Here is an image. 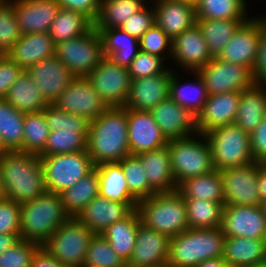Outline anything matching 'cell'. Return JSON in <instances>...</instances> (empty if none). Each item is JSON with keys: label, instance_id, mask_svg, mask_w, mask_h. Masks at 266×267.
<instances>
[{"label": "cell", "instance_id": "41", "mask_svg": "<svg viewBox=\"0 0 266 267\" xmlns=\"http://www.w3.org/2000/svg\"><path fill=\"white\" fill-rule=\"evenodd\" d=\"M194 4L197 19L230 20L251 18L246 0H197Z\"/></svg>", "mask_w": 266, "mask_h": 267}, {"label": "cell", "instance_id": "31", "mask_svg": "<svg viewBox=\"0 0 266 267\" xmlns=\"http://www.w3.org/2000/svg\"><path fill=\"white\" fill-rule=\"evenodd\" d=\"M266 116V83H255L240 92V101L234 123L251 133Z\"/></svg>", "mask_w": 266, "mask_h": 267}, {"label": "cell", "instance_id": "45", "mask_svg": "<svg viewBox=\"0 0 266 267\" xmlns=\"http://www.w3.org/2000/svg\"><path fill=\"white\" fill-rule=\"evenodd\" d=\"M119 163L124 170L129 193L137 202L156 194L149 186L145 168L137 155H127Z\"/></svg>", "mask_w": 266, "mask_h": 267}, {"label": "cell", "instance_id": "1", "mask_svg": "<svg viewBox=\"0 0 266 267\" xmlns=\"http://www.w3.org/2000/svg\"><path fill=\"white\" fill-rule=\"evenodd\" d=\"M87 152L95 166L119 162L130 155L128 113L125 107H108L90 122Z\"/></svg>", "mask_w": 266, "mask_h": 267}, {"label": "cell", "instance_id": "14", "mask_svg": "<svg viewBox=\"0 0 266 267\" xmlns=\"http://www.w3.org/2000/svg\"><path fill=\"white\" fill-rule=\"evenodd\" d=\"M259 169L260 162H253L220 171L223 180L224 205H262L258 190Z\"/></svg>", "mask_w": 266, "mask_h": 267}, {"label": "cell", "instance_id": "24", "mask_svg": "<svg viewBox=\"0 0 266 267\" xmlns=\"http://www.w3.org/2000/svg\"><path fill=\"white\" fill-rule=\"evenodd\" d=\"M20 28V32H49L50 26L61 7L57 0H9Z\"/></svg>", "mask_w": 266, "mask_h": 267}, {"label": "cell", "instance_id": "11", "mask_svg": "<svg viewBox=\"0 0 266 267\" xmlns=\"http://www.w3.org/2000/svg\"><path fill=\"white\" fill-rule=\"evenodd\" d=\"M55 56L75 77H87L105 58L101 36L93 26L86 34L57 44Z\"/></svg>", "mask_w": 266, "mask_h": 267}, {"label": "cell", "instance_id": "43", "mask_svg": "<svg viewBox=\"0 0 266 267\" xmlns=\"http://www.w3.org/2000/svg\"><path fill=\"white\" fill-rule=\"evenodd\" d=\"M93 26L94 24L83 14L61 8L48 33L57 45L86 34Z\"/></svg>", "mask_w": 266, "mask_h": 267}, {"label": "cell", "instance_id": "50", "mask_svg": "<svg viewBox=\"0 0 266 267\" xmlns=\"http://www.w3.org/2000/svg\"><path fill=\"white\" fill-rule=\"evenodd\" d=\"M21 36L12 3L8 0L0 7V54H5Z\"/></svg>", "mask_w": 266, "mask_h": 267}, {"label": "cell", "instance_id": "25", "mask_svg": "<svg viewBox=\"0 0 266 267\" xmlns=\"http://www.w3.org/2000/svg\"><path fill=\"white\" fill-rule=\"evenodd\" d=\"M172 68L164 73L131 80L130 92L124 105L127 109L151 111L169 98Z\"/></svg>", "mask_w": 266, "mask_h": 267}, {"label": "cell", "instance_id": "68", "mask_svg": "<svg viewBox=\"0 0 266 267\" xmlns=\"http://www.w3.org/2000/svg\"><path fill=\"white\" fill-rule=\"evenodd\" d=\"M185 1H189V2L195 3L197 0H185Z\"/></svg>", "mask_w": 266, "mask_h": 267}, {"label": "cell", "instance_id": "13", "mask_svg": "<svg viewBox=\"0 0 266 267\" xmlns=\"http://www.w3.org/2000/svg\"><path fill=\"white\" fill-rule=\"evenodd\" d=\"M87 78L108 107H124L131 86L126 67L105 57Z\"/></svg>", "mask_w": 266, "mask_h": 267}, {"label": "cell", "instance_id": "55", "mask_svg": "<svg viewBox=\"0 0 266 267\" xmlns=\"http://www.w3.org/2000/svg\"><path fill=\"white\" fill-rule=\"evenodd\" d=\"M57 2L62 9L81 13L93 24L101 8V0H57Z\"/></svg>", "mask_w": 266, "mask_h": 267}, {"label": "cell", "instance_id": "32", "mask_svg": "<svg viewBox=\"0 0 266 267\" xmlns=\"http://www.w3.org/2000/svg\"><path fill=\"white\" fill-rule=\"evenodd\" d=\"M222 258L232 267H246L266 261V242L263 239L225 238Z\"/></svg>", "mask_w": 266, "mask_h": 267}, {"label": "cell", "instance_id": "22", "mask_svg": "<svg viewBox=\"0 0 266 267\" xmlns=\"http://www.w3.org/2000/svg\"><path fill=\"white\" fill-rule=\"evenodd\" d=\"M137 205L138 202H114L98 195L76 218L90 228L94 234H100L108 226L128 217L137 209Z\"/></svg>", "mask_w": 266, "mask_h": 267}, {"label": "cell", "instance_id": "8", "mask_svg": "<svg viewBox=\"0 0 266 267\" xmlns=\"http://www.w3.org/2000/svg\"><path fill=\"white\" fill-rule=\"evenodd\" d=\"M205 135L210 143L216 170L255 162L252 157L250 134L235 123L213 128Z\"/></svg>", "mask_w": 266, "mask_h": 267}, {"label": "cell", "instance_id": "29", "mask_svg": "<svg viewBox=\"0 0 266 267\" xmlns=\"http://www.w3.org/2000/svg\"><path fill=\"white\" fill-rule=\"evenodd\" d=\"M145 168L149 186L156 193L173 192L178 189L172 173L168 145L137 154Z\"/></svg>", "mask_w": 266, "mask_h": 267}, {"label": "cell", "instance_id": "28", "mask_svg": "<svg viewBox=\"0 0 266 267\" xmlns=\"http://www.w3.org/2000/svg\"><path fill=\"white\" fill-rule=\"evenodd\" d=\"M56 45L48 32L23 34L5 53L23 70L55 55Z\"/></svg>", "mask_w": 266, "mask_h": 267}, {"label": "cell", "instance_id": "42", "mask_svg": "<svg viewBox=\"0 0 266 267\" xmlns=\"http://www.w3.org/2000/svg\"><path fill=\"white\" fill-rule=\"evenodd\" d=\"M149 0H101L95 29L120 28L134 13L141 10Z\"/></svg>", "mask_w": 266, "mask_h": 267}, {"label": "cell", "instance_id": "52", "mask_svg": "<svg viewBox=\"0 0 266 267\" xmlns=\"http://www.w3.org/2000/svg\"><path fill=\"white\" fill-rule=\"evenodd\" d=\"M149 3L138 12L132 14L120 28L139 39L155 23L154 7L152 3Z\"/></svg>", "mask_w": 266, "mask_h": 267}, {"label": "cell", "instance_id": "64", "mask_svg": "<svg viewBox=\"0 0 266 267\" xmlns=\"http://www.w3.org/2000/svg\"><path fill=\"white\" fill-rule=\"evenodd\" d=\"M262 209H263V212L266 216V200L262 201V205H261Z\"/></svg>", "mask_w": 266, "mask_h": 267}, {"label": "cell", "instance_id": "40", "mask_svg": "<svg viewBox=\"0 0 266 267\" xmlns=\"http://www.w3.org/2000/svg\"><path fill=\"white\" fill-rule=\"evenodd\" d=\"M249 19H196L212 57H218L238 28Z\"/></svg>", "mask_w": 266, "mask_h": 267}, {"label": "cell", "instance_id": "58", "mask_svg": "<svg viewBox=\"0 0 266 267\" xmlns=\"http://www.w3.org/2000/svg\"><path fill=\"white\" fill-rule=\"evenodd\" d=\"M30 267H69L54 259L43 247L33 257Z\"/></svg>", "mask_w": 266, "mask_h": 267}, {"label": "cell", "instance_id": "27", "mask_svg": "<svg viewBox=\"0 0 266 267\" xmlns=\"http://www.w3.org/2000/svg\"><path fill=\"white\" fill-rule=\"evenodd\" d=\"M240 92L209 95L202 110L196 116V126L200 134L213 128L233 124L237 115Z\"/></svg>", "mask_w": 266, "mask_h": 267}, {"label": "cell", "instance_id": "56", "mask_svg": "<svg viewBox=\"0 0 266 267\" xmlns=\"http://www.w3.org/2000/svg\"><path fill=\"white\" fill-rule=\"evenodd\" d=\"M252 73L256 83H266V13L261 14L259 50Z\"/></svg>", "mask_w": 266, "mask_h": 267}, {"label": "cell", "instance_id": "44", "mask_svg": "<svg viewBox=\"0 0 266 267\" xmlns=\"http://www.w3.org/2000/svg\"><path fill=\"white\" fill-rule=\"evenodd\" d=\"M189 228H217L221 225L224 202L184 199Z\"/></svg>", "mask_w": 266, "mask_h": 267}, {"label": "cell", "instance_id": "7", "mask_svg": "<svg viewBox=\"0 0 266 267\" xmlns=\"http://www.w3.org/2000/svg\"><path fill=\"white\" fill-rule=\"evenodd\" d=\"M174 180L179 185L190 177L215 171L210 143L205 134L168 141Z\"/></svg>", "mask_w": 266, "mask_h": 267}, {"label": "cell", "instance_id": "2", "mask_svg": "<svg viewBox=\"0 0 266 267\" xmlns=\"http://www.w3.org/2000/svg\"><path fill=\"white\" fill-rule=\"evenodd\" d=\"M0 168L7 199L19 204L44 194V170L37 154L6 151L0 154Z\"/></svg>", "mask_w": 266, "mask_h": 267}, {"label": "cell", "instance_id": "23", "mask_svg": "<svg viewBox=\"0 0 266 267\" xmlns=\"http://www.w3.org/2000/svg\"><path fill=\"white\" fill-rule=\"evenodd\" d=\"M48 104H54L75 76L54 55L26 70Z\"/></svg>", "mask_w": 266, "mask_h": 267}, {"label": "cell", "instance_id": "60", "mask_svg": "<svg viewBox=\"0 0 266 267\" xmlns=\"http://www.w3.org/2000/svg\"><path fill=\"white\" fill-rule=\"evenodd\" d=\"M258 190L261 200H266V163L260 162V169L258 173Z\"/></svg>", "mask_w": 266, "mask_h": 267}, {"label": "cell", "instance_id": "6", "mask_svg": "<svg viewBox=\"0 0 266 267\" xmlns=\"http://www.w3.org/2000/svg\"><path fill=\"white\" fill-rule=\"evenodd\" d=\"M50 133L45 149L39 155H56L87 150L90 121L69 114L49 104L43 111Z\"/></svg>", "mask_w": 266, "mask_h": 267}, {"label": "cell", "instance_id": "37", "mask_svg": "<svg viewBox=\"0 0 266 267\" xmlns=\"http://www.w3.org/2000/svg\"><path fill=\"white\" fill-rule=\"evenodd\" d=\"M99 177V195L114 202H137L129 193L125 173L119 162L95 166Z\"/></svg>", "mask_w": 266, "mask_h": 267}, {"label": "cell", "instance_id": "16", "mask_svg": "<svg viewBox=\"0 0 266 267\" xmlns=\"http://www.w3.org/2000/svg\"><path fill=\"white\" fill-rule=\"evenodd\" d=\"M220 229L225 238L266 239V216L261 206L224 205Z\"/></svg>", "mask_w": 266, "mask_h": 267}, {"label": "cell", "instance_id": "49", "mask_svg": "<svg viewBox=\"0 0 266 267\" xmlns=\"http://www.w3.org/2000/svg\"><path fill=\"white\" fill-rule=\"evenodd\" d=\"M167 64L163 58L140 50L127 69L133 80L164 74L170 68Z\"/></svg>", "mask_w": 266, "mask_h": 267}, {"label": "cell", "instance_id": "4", "mask_svg": "<svg viewBox=\"0 0 266 267\" xmlns=\"http://www.w3.org/2000/svg\"><path fill=\"white\" fill-rule=\"evenodd\" d=\"M225 235L217 228H188L170 238L167 267H195L223 256Z\"/></svg>", "mask_w": 266, "mask_h": 267}, {"label": "cell", "instance_id": "67", "mask_svg": "<svg viewBox=\"0 0 266 267\" xmlns=\"http://www.w3.org/2000/svg\"><path fill=\"white\" fill-rule=\"evenodd\" d=\"M82 267H101V266H89V265H83Z\"/></svg>", "mask_w": 266, "mask_h": 267}, {"label": "cell", "instance_id": "35", "mask_svg": "<svg viewBox=\"0 0 266 267\" xmlns=\"http://www.w3.org/2000/svg\"><path fill=\"white\" fill-rule=\"evenodd\" d=\"M141 218L135 209L124 220L113 223L100 234L108 241L117 255L128 261L135 247V240Z\"/></svg>", "mask_w": 266, "mask_h": 267}, {"label": "cell", "instance_id": "10", "mask_svg": "<svg viewBox=\"0 0 266 267\" xmlns=\"http://www.w3.org/2000/svg\"><path fill=\"white\" fill-rule=\"evenodd\" d=\"M47 191L60 194L90 173L95 165L87 150L56 155H39Z\"/></svg>", "mask_w": 266, "mask_h": 267}, {"label": "cell", "instance_id": "33", "mask_svg": "<svg viewBox=\"0 0 266 267\" xmlns=\"http://www.w3.org/2000/svg\"><path fill=\"white\" fill-rule=\"evenodd\" d=\"M103 42V53L114 63L128 67L140 51L139 39L121 28L96 29Z\"/></svg>", "mask_w": 266, "mask_h": 267}, {"label": "cell", "instance_id": "57", "mask_svg": "<svg viewBox=\"0 0 266 267\" xmlns=\"http://www.w3.org/2000/svg\"><path fill=\"white\" fill-rule=\"evenodd\" d=\"M250 136L251 151L254 161L266 163V116Z\"/></svg>", "mask_w": 266, "mask_h": 267}, {"label": "cell", "instance_id": "46", "mask_svg": "<svg viewBox=\"0 0 266 267\" xmlns=\"http://www.w3.org/2000/svg\"><path fill=\"white\" fill-rule=\"evenodd\" d=\"M50 133L44 113H25L23 152L39 155L46 146Z\"/></svg>", "mask_w": 266, "mask_h": 267}, {"label": "cell", "instance_id": "36", "mask_svg": "<svg viewBox=\"0 0 266 267\" xmlns=\"http://www.w3.org/2000/svg\"><path fill=\"white\" fill-rule=\"evenodd\" d=\"M177 191L184 199H202L214 202H224L223 180L220 171L190 177L183 180Z\"/></svg>", "mask_w": 266, "mask_h": 267}, {"label": "cell", "instance_id": "59", "mask_svg": "<svg viewBox=\"0 0 266 267\" xmlns=\"http://www.w3.org/2000/svg\"><path fill=\"white\" fill-rule=\"evenodd\" d=\"M20 240V233L0 234V255Z\"/></svg>", "mask_w": 266, "mask_h": 267}, {"label": "cell", "instance_id": "18", "mask_svg": "<svg viewBox=\"0 0 266 267\" xmlns=\"http://www.w3.org/2000/svg\"><path fill=\"white\" fill-rule=\"evenodd\" d=\"M213 59L208 44L197 23L172 40L174 67L187 71H198Z\"/></svg>", "mask_w": 266, "mask_h": 267}, {"label": "cell", "instance_id": "3", "mask_svg": "<svg viewBox=\"0 0 266 267\" xmlns=\"http://www.w3.org/2000/svg\"><path fill=\"white\" fill-rule=\"evenodd\" d=\"M20 238L41 246L70 218L60 194L46 191L20 204Z\"/></svg>", "mask_w": 266, "mask_h": 267}, {"label": "cell", "instance_id": "15", "mask_svg": "<svg viewBox=\"0 0 266 267\" xmlns=\"http://www.w3.org/2000/svg\"><path fill=\"white\" fill-rule=\"evenodd\" d=\"M53 105L90 122L108 108L87 77H75Z\"/></svg>", "mask_w": 266, "mask_h": 267}, {"label": "cell", "instance_id": "12", "mask_svg": "<svg viewBox=\"0 0 266 267\" xmlns=\"http://www.w3.org/2000/svg\"><path fill=\"white\" fill-rule=\"evenodd\" d=\"M205 82L209 95L227 92H241L252 87L256 82L252 71L244 65L211 59L197 71Z\"/></svg>", "mask_w": 266, "mask_h": 267}, {"label": "cell", "instance_id": "17", "mask_svg": "<svg viewBox=\"0 0 266 267\" xmlns=\"http://www.w3.org/2000/svg\"><path fill=\"white\" fill-rule=\"evenodd\" d=\"M261 33V15L244 22L226 44L217 58L247 66L253 71L259 50Z\"/></svg>", "mask_w": 266, "mask_h": 267}, {"label": "cell", "instance_id": "62", "mask_svg": "<svg viewBox=\"0 0 266 267\" xmlns=\"http://www.w3.org/2000/svg\"><path fill=\"white\" fill-rule=\"evenodd\" d=\"M6 198H7V196L5 193L3 178H2V172H1V168H0V200L6 199Z\"/></svg>", "mask_w": 266, "mask_h": 267}, {"label": "cell", "instance_id": "19", "mask_svg": "<svg viewBox=\"0 0 266 267\" xmlns=\"http://www.w3.org/2000/svg\"><path fill=\"white\" fill-rule=\"evenodd\" d=\"M170 238L140 223L127 267H167Z\"/></svg>", "mask_w": 266, "mask_h": 267}, {"label": "cell", "instance_id": "26", "mask_svg": "<svg viewBox=\"0 0 266 267\" xmlns=\"http://www.w3.org/2000/svg\"><path fill=\"white\" fill-rule=\"evenodd\" d=\"M155 23L173 40L196 23L195 4L185 0H151Z\"/></svg>", "mask_w": 266, "mask_h": 267}, {"label": "cell", "instance_id": "20", "mask_svg": "<svg viewBox=\"0 0 266 267\" xmlns=\"http://www.w3.org/2000/svg\"><path fill=\"white\" fill-rule=\"evenodd\" d=\"M126 111L130 154L137 155L168 145L167 138L161 132L150 111L127 108Z\"/></svg>", "mask_w": 266, "mask_h": 267}, {"label": "cell", "instance_id": "30", "mask_svg": "<svg viewBox=\"0 0 266 267\" xmlns=\"http://www.w3.org/2000/svg\"><path fill=\"white\" fill-rule=\"evenodd\" d=\"M176 71L172 69L169 97L197 116L209 96L205 82L197 71H188L187 75H193L192 80L187 79L185 82L184 79L179 80V77H183L180 76V71Z\"/></svg>", "mask_w": 266, "mask_h": 267}, {"label": "cell", "instance_id": "66", "mask_svg": "<svg viewBox=\"0 0 266 267\" xmlns=\"http://www.w3.org/2000/svg\"><path fill=\"white\" fill-rule=\"evenodd\" d=\"M8 0H0V7L5 4Z\"/></svg>", "mask_w": 266, "mask_h": 267}, {"label": "cell", "instance_id": "9", "mask_svg": "<svg viewBox=\"0 0 266 267\" xmlns=\"http://www.w3.org/2000/svg\"><path fill=\"white\" fill-rule=\"evenodd\" d=\"M94 235L91 229L76 217H70L51 234L42 247L63 265L82 267Z\"/></svg>", "mask_w": 266, "mask_h": 267}, {"label": "cell", "instance_id": "38", "mask_svg": "<svg viewBox=\"0 0 266 267\" xmlns=\"http://www.w3.org/2000/svg\"><path fill=\"white\" fill-rule=\"evenodd\" d=\"M99 195V177L96 168L60 193L65 211L76 217L86 205Z\"/></svg>", "mask_w": 266, "mask_h": 267}, {"label": "cell", "instance_id": "63", "mask_svg": "<svg viewBox=\"0 0 266 267\" xmlns=\"http://www.w3.org/2000/svg\"><path fill=\"white\" fill-rule=\"evenodd\" d=\"M246 267H266V261L259 263V264H254L251 266H246Z\"/></svg>", "mask_w": 266, "mask_h": 267}, {"label": "cell", "instance_id": "48", "mask_svg": "<svg viewBox=\"0 0 266 267\" xmlns=\"http://www.w3.org/2000/svg\"><path fill=\"white\" fill-rule=\"evenodd\" d=\"M139 47L141 51L159 56L170 64L172 39L156 23L139 38Z\"/></svg>", "mask_w": 266, "mask_h": 267}, {"label": "cell", "instance_id": "53", "mask_svg": "<svg viewBox=\"0 0 266 267\" xmlns=\"http://www.w3.org/2000/svg\"><path fill=\"white\" fill-rule=\"evenodd\" d=\"M20 204L13 200H0V234L20 233Z\"/></svg>", "mask_w": 266, "mask_h": 267}, {"label": "cell", "instance_id": "61", "mask_svg": "<svg viewBox=\"0 0 266 267\" xmlns=\"http://www.w3.org/2000/svg\"><path fill=\"white\" fill-rule=\"evenodd\" d=\"M227 264L222 257L211 258L205 261H202L195 267H225Z\"/></svg>", "mask_w": 266, "mask_h": 267}, {"label": "cell", "instance_id": "21", "mask_svg": "<svg viewBox=\"0 0 266 267\" xmlns=\"http://www.w3.org/2000/svg\"><path fill=\"white\" fill-rule=\"evenodd\" d=\"M152 116L168 141L198 134L196 115L183 108L170 97L151 111Z\"/></svg>", "mask_w": 266, "mask_h": 267}, {"label": "cell", "instance_id": "54", "mask_svg": "<svg viewBox=\"0 0 266 267\" xmlns=\"http://www.w3.org/2000/svg\"><path fill=\"white\" fill-rule=\"evenodd\" d=\"M23 69L7 55L0 54V99H4L9 88L17 80Z\"/></svg>", "mask_w": 266, "mask_h": 267}, {"label": "cell", "instance_id": "47", "mask_svg": "<svg viewBox=\"0 0 266 267\" xmlns=\"http://www.w3.org/2000/svg\"><path fill=\"white\" fill-rule=\"evenodd\" d=\"M83 265L127 267L126 261L116 254L111 245L101 234H95L90 240Z\"/></svg>", "mask_w": 266, "mask_h": 267}, {"label": "cell", "instance_id": "39", "mask_svg": "<svg viewBox=\"0 0 266 267\" xmlns=\"http://www.w3.org/2000/svg\"><path fill=\"white\" fill-rule=\"evenodd\" d=\"M25 113L14 108L5 98L0 99V136L3 152L22 151Z\"/></svg>", "mask_w": 266, "mask_h": 267}, {"label": "cell", "instance_id": "51", "mask_svg": "<svg viewBox=\"0 0 266 267\" xmlns=\"http://www.w3.org/2000/svg\"><path fill=\"white\" fill-rule=\"evenodd\" d=\"M40 244L21 239L0 255V267H30Z\"/></svg>", "mask_w": 266, "mask_h": 267}, {"label": "cell", "instance_id": "34", "mask_svg": "<svg viewBox=\"0 0 266 267\" xmlns=\"http://www.w3.org/2000/svg\"><path fill=\"white\" fill-rule=\"evenodd\" d=\"M5 99L22 113L41 112L49 105L26 70L9 88Z\"/></svg>", "mask_w": 266, "mask_h": 267}, {"label": "cell", "instance_id": "65", "mask_svg": "<svg viewBox=\"0 0 266 267\" xmlns=\"http://www.w3.org/2000/svg\"><path fill=\"white\" fill-rule=\"evenodd\" d=\"M3 153V145H2V142H1V136H0V154Z\"/></svg>", "mask_w": 266, "mask_h": 267}, {"label": "cell", "instance_id": "5", "mask_svg": "<svg viewBox=\"0 0 266 267\" xmlns=\"http://www.w3.org/2000/svg\"><path fill=\"white\" fill-rule=\"evenodd\" d=\"M141 223L169 238L189 228L186 204L176 190L153 194L137 205Z\"/></svg>", "mask_w": 266, "mask_h": 267}]
</instances>
